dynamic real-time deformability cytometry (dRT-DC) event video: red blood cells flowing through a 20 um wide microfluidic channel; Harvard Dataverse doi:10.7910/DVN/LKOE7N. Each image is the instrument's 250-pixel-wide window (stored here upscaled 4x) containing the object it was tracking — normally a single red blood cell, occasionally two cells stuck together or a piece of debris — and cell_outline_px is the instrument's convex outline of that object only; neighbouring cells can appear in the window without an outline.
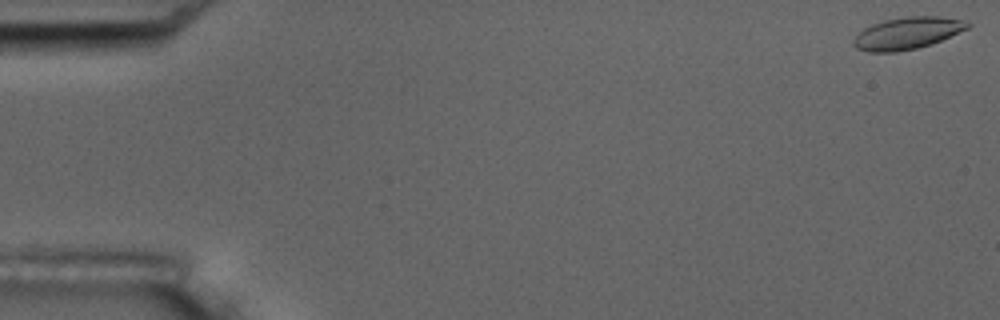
{"species": "common noctule bat (a hibernating species)", "species_latin": "Nyctalus noctula", "temperature_condition": "room temperature", "stored_images_in_passage": 15, "camera_frame_rate_fps": 3000, "um_per_image_px": 0.085, "animal": {"sex": "male", "body_mass_g": 17.5, "forearm_length_mm": 52.3}, "frame": {"image": 1, "passage_image": 1, "time_ms": 0.0, "image_size_px": [1000, 320], "cell_outline_px": [[972, 24], [968, 28], [932, 44], [916, 48], [896, 52], [868, 52], [856, 48], [852, 44], [852, 40], [864, 28], [872, 24], [884, 20], [908, 16], [940, 16], [960, 20]], "centroid_in_image_um": [77.09, 2.83], "position_along_channel_um": 7.9, "area_um2": 21.15}}
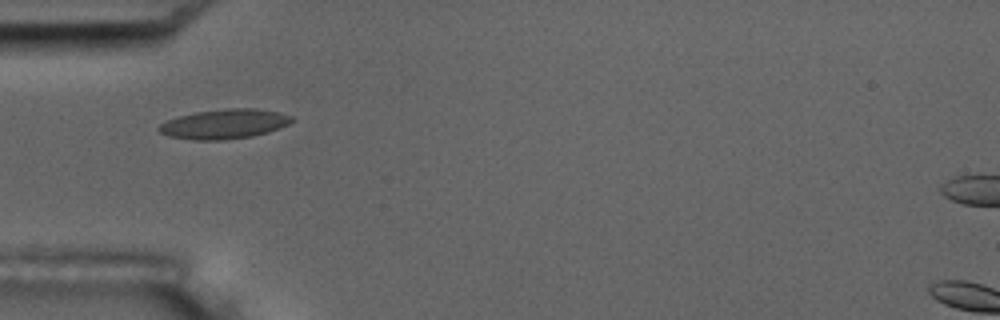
{"frame": {"image": 2, "passage_image": 5, "time_ms": 5.667, "image_size_px": [1000, 320], "cell_outline_px": [[296, 120], [288, 124], [268, 132], [252, 136], [220, 140], [192, 140], [168, 136], [160, 132], [156, 128], [160, 124], [176, 116], [196, 112], [228, 108], [256, 108], [280, 112], [292, 116]], "centroid_in_image_um": [19.07, 10.53], "position_along_channel_um": 65.9, "area_um2": 23.06}, "authors_computed_cell_mechanics": {"area_um2": 21.3282, "velocity_mm_per_s": 3.5895, "shape_relaxation_time_tau1_ms": 5.0728, "shape_relaxation_time_tau2_ms": 2.2167, "deformation_change_tau1": 0.1072, "deformation_change_tau2": 0.0436}}